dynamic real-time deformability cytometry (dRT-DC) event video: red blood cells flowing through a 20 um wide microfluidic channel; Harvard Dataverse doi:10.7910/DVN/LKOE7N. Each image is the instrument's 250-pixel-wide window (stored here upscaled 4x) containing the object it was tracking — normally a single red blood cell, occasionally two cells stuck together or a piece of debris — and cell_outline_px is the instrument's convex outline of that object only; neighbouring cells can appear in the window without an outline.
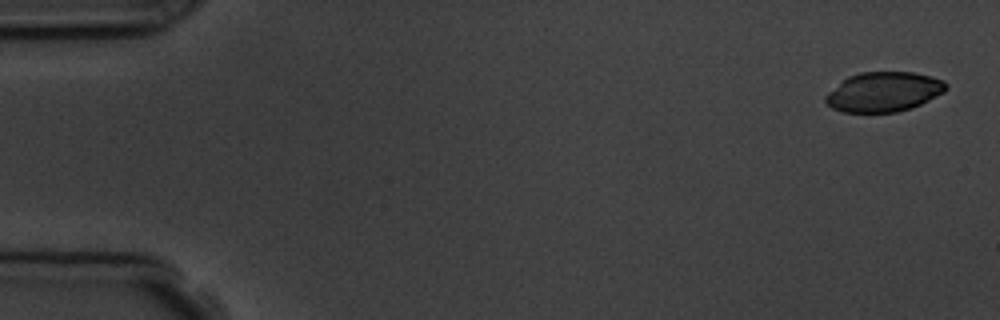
{"species": "common noctule bat (a hibernating species)", "species_latin": "Nyctalus noctula", "temperature_condition": "room temperature", "stored_images_in_passage": 5, "camera_frame_rate_fps": 3000, "um_per_image_px": 0.085, "animal": {"sex": "male", "body_mass_g": 19.5, "forearm_length_mm": 54.6}, "frame": {"image": 1, "passage_image": 1, "time_ms": 0.0, "image_size_px": [1000, 320], "cell_outline_px": [[948, 88], [944, 92], [912, 108], [896, 112], [844, 112], [832, 108], [824, 100], [824, 96], [828, 92], [848, 76], [860, 72], [912, 72], [944, 80], [948, 84]], "centroid_in_image_um": [75.12, 7.81], "position_along_channel_um": 9.9, "area_um2": 27.8}}